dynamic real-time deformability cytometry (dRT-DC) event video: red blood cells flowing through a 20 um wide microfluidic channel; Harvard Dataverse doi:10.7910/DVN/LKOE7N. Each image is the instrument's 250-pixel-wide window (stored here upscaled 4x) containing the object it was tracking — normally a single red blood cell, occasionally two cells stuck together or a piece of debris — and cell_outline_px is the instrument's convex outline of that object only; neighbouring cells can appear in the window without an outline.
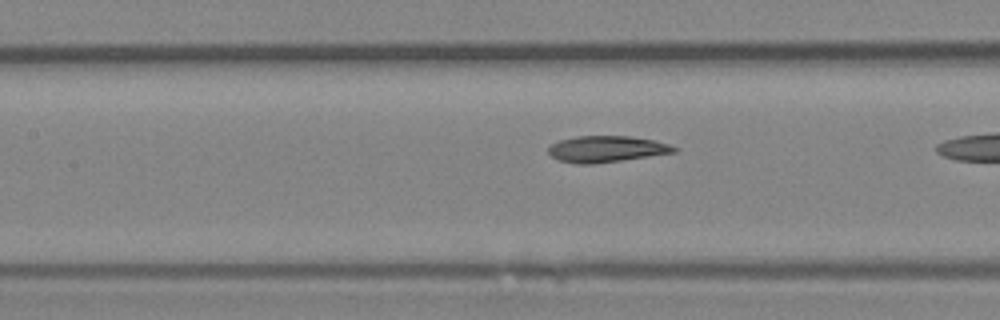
{"species": "Egyptian fruit bat (a non-hibernating species)", "species_latin": "Rousettus aegyptiacus", "temperature_condition": "room temperature", "stored_images_in_passage": 11, "camera_frame_rate_fps": 3000, "um_per_image_px": 0.085, "animal": {"sex": "female"}, "frame": {"image": 1, "passage_image": 10, "time_ms": 3.0, "image_size_px": [1000, 320], "cell_outline_px": [[680, 148], [676, 152], [592, 164], [576, 164], [560, 160], [552, 156], [548, 152], [548, 148], [552, 144], [560, 140], [576, 136], [628, 136], [656, 140]], "centroid_in_image_um": [51.57, 12.66], "position_along_channel_um": 155.8, "area_um2": 19.13}}